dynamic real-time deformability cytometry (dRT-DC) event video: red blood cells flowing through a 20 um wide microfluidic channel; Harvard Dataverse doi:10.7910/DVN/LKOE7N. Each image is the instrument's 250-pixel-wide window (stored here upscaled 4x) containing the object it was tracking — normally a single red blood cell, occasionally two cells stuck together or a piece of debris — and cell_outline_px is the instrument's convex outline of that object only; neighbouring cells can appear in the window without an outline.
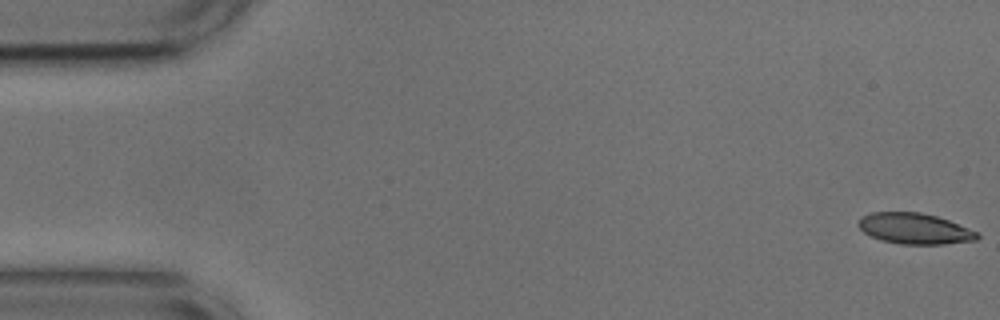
{"species": "common noctule bat (a hibernating species)", "species_latin": "Nyctalus noctula", "temperature_condition": "cold", "stored_images_in_passage": 55, "camera_frame_rate_fps": 3000, "um_per_image_px": 0.085, "animal": {"sex": "male", "body_mass_g": 17.9, "forearm_length_mm": 54.2}, "frame": {"image": 1, "passage_image": 1, "time_ms": 0.0, "image_size_px": [1000, 320], "cell_outline_px": [[980, 236], [976, 240], [944, 244], [900, 244], [884, 240], [872, 236], [864, 232], [856, 224], [860, 216], [872, 212], [920, 212], [936, 216], [948, 220], [980, 232]], "centroid_in_image_um": [77.75, 19.42], "position_along_channel_um": 7.2, "area_um2": 21.39}}
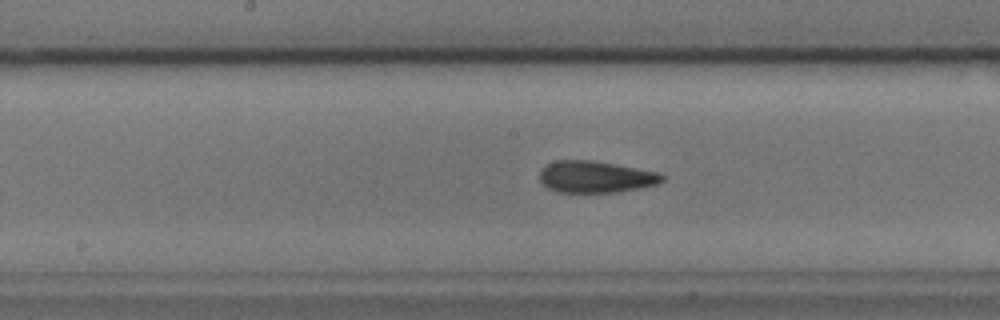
{"frame": {"image": 2, "passage_image": 27, "time_ms": 8.667, "image_size_px": [1000, 320], "cell_outline_px": [[664, 180], [656, 184], [616, 192], [556, 192], [548, 188], [540, 180], [540, 172], [544, 164], [556, 160], [592, 160], [660, 172], [664, 176]], "centroid_in_image_um": [50.6, 15.02], "position_along_channel_um": 197.6, "area_um2": 22.6}}
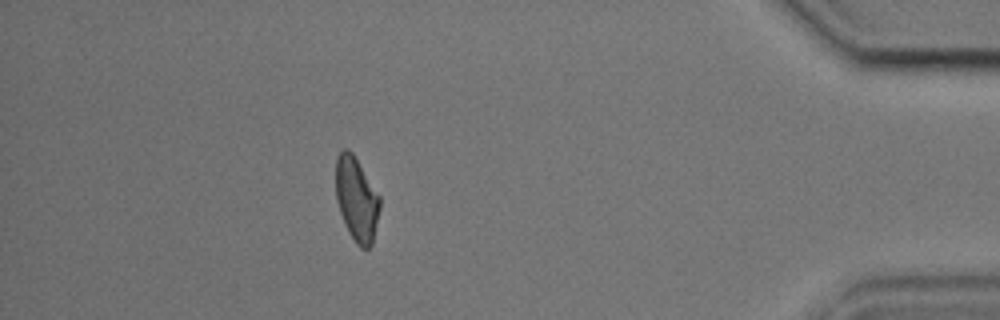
{"frame": {"image": 3, "passage_image": 48, "time_ms": 15.667, "image_size_px": [1000, 320], "cell_outline_px": [[380, 208], [372, 244], [368, 248], [360, 248], [356, 244], [348, 232], [340, 212], [336, 200], [336, 156], [344, 148], [348, 148], [352, 152], [380, 196]], "centroid_in_image_um": [30.3, 16.93], "position_along_channel_um": 404.9, "area_um2": 21.56}, "authors_computed_cell_mechanics": {"area_um2": 22.3108, "velocity_mm_per_s": 3.6763, "shape_relaxation_time_tau1_ms": 5.866, "shape_relaxation_time_tau2_ms": 2.0331, "deformation_change_tau1": 0.143, "deformation_change_tau2": 0.0987}}